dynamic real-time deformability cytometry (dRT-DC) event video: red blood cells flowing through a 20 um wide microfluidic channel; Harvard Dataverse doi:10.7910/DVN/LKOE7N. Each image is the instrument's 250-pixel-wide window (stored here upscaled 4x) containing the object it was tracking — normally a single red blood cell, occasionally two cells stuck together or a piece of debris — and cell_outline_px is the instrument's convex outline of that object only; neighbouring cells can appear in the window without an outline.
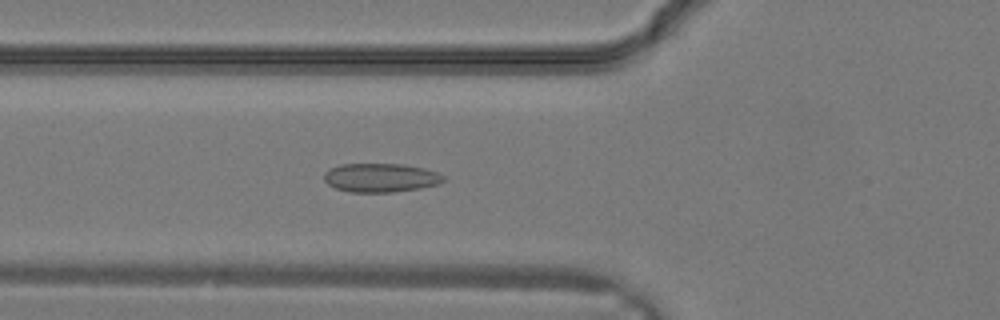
{"species": "common noctule bat (a hibernating species)", "species_latin": "Nyctalus noctula", "temperature_condition": "warm", "stored_images_in_passage": 16, "camera_frame_rate_fps": 3000, "um_per_image_px": 0.085, "animal": {"sex": "male", "body_mass_g": 19.2, "forearm_length_mm": 51.8}, "frame": {"image": 1, "passage_image": 12, "time_ms": 3.667, "image_size_px": [1000, 320], "cell_outline_px": [[444, 180], [440, 184], [420, 188], [392, 192], [352, 192], [336, 188], [328, 184], [324, 180], [324, 172], [340, 164], [404, 164], [424, 168], [436, 172], [444, 176]], "centroid_in_image_um": [32.36, 15.1], "position_along_channel_um": 93.4, "area_um2": 20.0}}
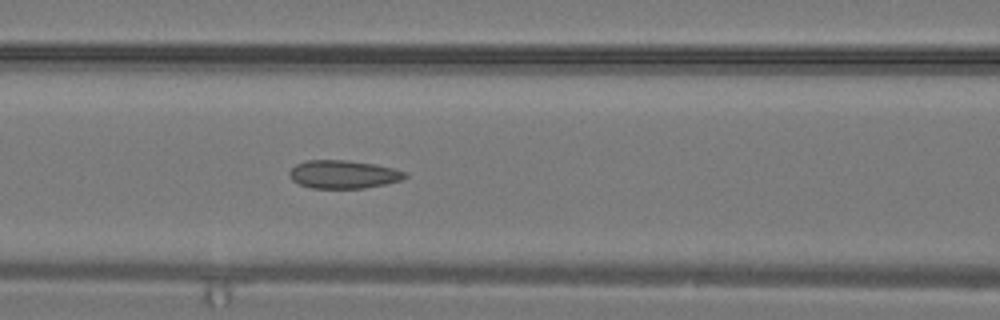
{"frame": {"image": 2, "passage_image": 14, "time_ms": 4.333, "image_size_px": [1000, 320], "cell_outline_px": [[408, 176], [400, 180], [384, 184], [364, 188], [308, 188], [292, 180], [288, 176], [288, 172], [296, 164], [304, 160], [344, 160], [372, 164], [392, 168], [408, 172]], "centroid_in_image_um": [29.14, 14.82], "position_along_channel_um": 137.5, "area_um2": 18.96}}
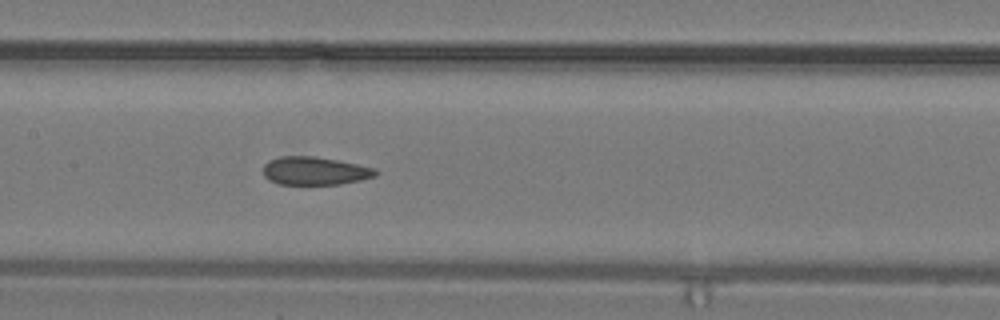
{"frame": {"image": 3, "passage_image": 16, "time_ms": 5.0, "image_size_px": [1000, 320], "cell_outline_px": [[380, 172], [376, 176], [360, 180], [340, 184], [280, 184], [268, 180], [264, 176], [264, 164], [268, 160], [280, 156], [312, 156], [336, 160], [376, 168]], "centroid_in_image_um": [26.76, 14.52], "position_along_channel_um": 180.6, "area_um2": 18.44}}